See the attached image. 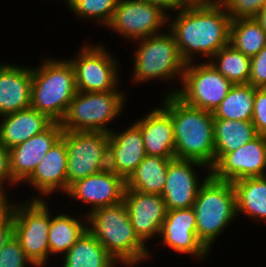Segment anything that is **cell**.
<instances>
[{"label": "cell", "instance_id": "37", "mask_svg": "<svg viewBox=\"0 0 266 267\" xmlns=\"http://www.w3.org/2000/svg\"><path fill=\"white\" fill-rule=\"evenodd\" d=\"M6 183L7 186L18 185L11 177L9 149L0 143V187L6 188Z\"/></svg>", "mask_w": 266, "mask_h": 267}, {"label": "cell", "instance_id": "30", "mask_svg": "<svg viewBox=\"0 0 266 267\" xmlns=\"http://www.w3.org/2000/svg\"><path fill=\"white\" fill-rule=\"evenodd\" d=\"M230 44L251 58L265 47L266 32L255 18H238L231 21Z\"/></svg>", "mask_w": 266, "mask_h": 267}, {"label": "cell", "instance_id": "42", "mask_svg": "<svg viewBox=\"0 0 266 267\" xmlns=\"http://www.w3.org/2000/svg\"><path fill=\"white\" fill-rule=\"evenodd\" d=\"M186 5H198L209 3L213 0H182Z\"/></svg>", "mask_w": 266, "mask_h": 267}, {"label": "cell", "instance_id": "15", "mask_svg": "<svg viewBox=\"0 0 266 267\" xmlns=\"http://www.w3.org/2000/svg\"><path fill=\"white\" fill-rule=\"evenodd\" d=\"M126 180L109 168L79 179L69 186V198L84 202L91 206L90 212L97 208L111 206L123 202Z\"/></svg>", "mask_w": 266, "mask_h": 267}, {"label": "cell", "instance_id": "23", "mask_svg": "<svg viewBox=\"0 0 266 267\" xmlns=\"http://www.w3.org/2000/svg\"><path fill=\"white\" fill-rule=\"evenodd\" d=\"M0 117V143L8 149L42 133L53 123L32 107Z\"/></svg>", "mask_w": 266, "mask_h": 267}, {"label": "cell", "instance_id": "16", "mask_svg": "<svg viewBox=\"0 0 266 267\" xmlns=\"http://www.w3.org/2000/svg\"><path fill=\"white\" fill-rule=\"evenodd\" d=\"M159 237L163 245L177 253L189 254L197 259L207 258L210 253L196 235V218L192 207L167 211Z\"/></svg>", "mask_w": 266, "mask_h": 267}, {"label": "cell", "instance_id": "33", "mask_svg": "<svg viewBox=\"0 0 266 267\" xmlns=\"http://www.w3.org/2000/svg\"><path fill=\"white\" fill-rule=\"evenodd\" d=\"M36 267L26 256L19 240L13 235L0 250V267Z\"/></svg>", "mask_w": 266, "mask_h": 267}, {"label": "cell", "instance_id": "7", "mask_svg": "<svg viewBox=\"0 0 266 267\" xmlns=\"http://www.w3.org/2000/svg\"><path fill=\"white\" fill-rule=\"evenodd\" d=\"M125 91L79 92L69 104L60 122L63 131H99L110 133L109 123L125 108ZM113 120V121H112Z\"/></svg>", "mask_w": 266, "mask_h": 267}, {"label": "cell", "instance_id": "28", "mask_svg": "<svg viewBox=\"0 0 266 267\" xmlns=\"http://www.w3.org/2000/svg\"><path fill=\"white\" fill-rule=\"evenodd\" d=\"M83 216L84 221L65 213L56 216L51 213V224L48 231L50 257L57 254L63 256L88 230L87 215Z\"/></svg>", "mask_w": 266, "mask_h": 267}, {"label": "cell", "instance_id": "39", "mask_svg": "<svg viewBox=\"0 0 266 267\" xmlns=\"http://www.w3.org/2000/svg\"><path fill=\"white\" fill-rule=\"evenodd\" d=\"M149 2L152 5L160 7L164 12L167 13L175 11V13L181 8L185 7L186 4L182 0H144ZM170 10V11H169Z\"/></svg>", "mask_w": 266, "mask_h": 267}, {"label": "cell", "instance_id": "26", "mask_svg": "<svg viewBox=\"0 0 266 267\" xmlns=\"http://www.w3.org/2000/svg\"><path fill=\"white\" fill-rule=\"evenodd\" d=\"M62 257V267H116L119 264L88 230Z\"/></svg>", "mask_w": 266, "mask_h": 267}, {"label": "cell", "instance_id": "8", "mask_svg": "<svg viewBox=\"0 0 266 267\" xmlns=\"http://www.w3.org/2000/svg\"><path fill=\"white\" fill-rule=\"evenodd\" d=\"M48 200L12 203L14 236L19 240L26 256L36 267H44L50 256L48 231L51 224ZM17 204V205H16Z\"/></svg>", "mask_w": 266, "mask_h": 267}, {"label": "cell", "instance_id": "3", "mask_svg": "<svg viewBox=\"0 0 266 267\" xmlns=\"http://www.w3.org/2000/svg\"><path fill=\"white\" fill-rule=\"evenodd\" d=\"M87 220L88 231L119 264L135 267L152 256L147 243L136 235L123 202L97 208L87 215Z\"/></svg>", "mask_w": 266, "mask_h": 267}, {"label": "cell", "instance_id": "40", "mask_svg": "<svg viewBox=\"0 0 266 267\" xmlns=\"http://www.w3.org/2000/svg\"><path fill=\"white\" fill-rule=\"evenodd\" d=\"M5 188L0 187V219L5 217L11 210L12 200L8 198Z\"/></svg>", "mask_w": 266, "mask_h": 267}, {"label": "cell", "instance_id": "32", "mask_svg": "<svg viewBox=\"0 0 266 267\" xmlns=\"http://www.w3.org/2000/svg\"><path fill=\"white\" fill-rule=\"evenodd\" d=\"M117 3L118 0H69L66 5L78 18L94 20L107 27L114 16Z\"/></svg>", "mask_w": 266, "mask_h": 267}, {"label": "cell", "instance_id": "18", "mask_svg": "<svg viewBox=\"0 0 266 267\" xmlns=\"http://www.w3.org/2000/svg\"><path fill=\"white\" fill-rule=\"evenodd\" d=\"M62 133L61 123L53 122L42 133L9 149L11 177L18 185L33 173L49 149L62 137Z\"/></svg>", "mask_w": 266, "mask_h": 267}, {"label": "cell", "instance_id": "5", "mask_svg": "<svg viewBox=\"0 0 266 267\" xmlns=\"http://www.w3.org/2000/svg\"><path fill=\"white\" fill-rule=\"evenodd\" d=\"M192 208L196 218V235L210 251L216 238L231 221L238 218L233 184L211 175L200 187Z\"/></svg>", "mask_w": 266, "mask_h": 267}, {"label": "cell", "instance_id": "20", "mask_svg": "<svg viewBox=\"0 0 266 267\" xmlns=\"http://www.w3.org/2000/svg\"><path fill=\"white\" fill-rule=\"evenodd\" d=\"M140 129L133 123L123 132L109 133L108 168L125 180L146 157Z\"/></svg>", "mask_w": 266, "mask_h": 267}, {"label": "cell", "instance_id": "35", "mask_svg": "<svg viewBox=\"0 0 266 267\" xmlns=\"http://www.w3.org/2000/svg\"><path fill=\"white\" fill-rule=\"evenodd\" d=\"M251 121L257 134L266 136V88H255Z\"/></svg>", "mask_w": 266, "mask_h": 267}, {"label": "cell", "instance_id": "10", "mask_svg": "<svg viewBox=\"0 0 266 267\" xmlns=\"http://www.w3.org/2000/svg\"><path fill=\"white\" fill-rule=\"evenodd\" d=\"M67 149V191L75 181L108 168L109 133L63 131Z\"/></svg>", "mask_w": 266, "mask_h": 267}, {"label": "cell", "instance_id": "29", "mask_svg": "<svg viewBox=\"0 0 266 267\" xmlns=\"http://www.w3.org/2000/svg\"><path fill=\"white\" fill-rule=\"evenodd\" d=\"M255 88L250 84L233 85L229 93L214 110V119L251 121Z\"/></svg>", "mask_w": 266, "mask_h": 267}, {"label": "cell", "instance_id": "12", "mask_svg": "<svg viewBox=\"0 0 266 267\" xmlns=\"http://www.w3.org/2000/svg\"><path fill=\"white\" fill-rule=\"evenodd\" d=\"M168 15L144 0H118L107 28L133 42L162 32L161 28L168 26Z\"/></svg>", "mask_w": 266, "mask_h": 267}, {"label": "cell", "instance_id": "1", "mask_svg": "<svg viewBox=\"0 0 266 267\" xmlns=\"http://www.w3.org/2000/svg\"><path fill=\"white\" fill-rule=\"evenodd\" d=\"M176 16L173 19L168 15L167 29L174 36L186 63L196 62L195 55L198 54L210 60L221 48L230 44L232 19L219 0L186 5L177 11Z\"/></svg>", "mask_w": 266, "mask_h": 267}, {"label": "cell", "instance_id": "11", "mask_svg": "<svg viewBox=\"0 0 266 267\" xmlns=\"http://www.w3.org/2000/svg\"><path fill=\"white\" fill-rule=\"evenodd\" d=\"M102 45L83 44L76 57L68 59L74 68L77 91L108 92L118 89V59L104 43Z\"/></svg>", "mask_w": 266, "mask_h": 267}, {"label": "cell", "instance_id": "6", "mask_svg": "<svg viewBox=\"0 0 266 267\" xmlns=\"http://www.w3.org/2000/svg\"><path fill=\"white\" fill-rule=\"evenodd\" d=\"M137 42V50L134 53L133 82L139 84L156 78L161 81L180 78L182 81L186 62L182 59L174 36L168 29L165 33L161 32L133 41V43Z\"/></svg>", "mask_w": 266, "mask_h": 267}, {"label": "cell", "instance_id": "19", "mask_svg": "<svg viewBox=\"0 0 266 267\" xmlns=\"http://www.w3.org/2000/svg\"><path fill=\"white\" fill-rule=\"evenodd\" d=\"M24 182L33 186L40 194V196L31 197L32 200H45V196L48 197L59 190L64 194L67 193V149L62 138L49 149Z\"/></svg>", "mask_w": 266, "mask_h": 267}, {"label": "cell", "instance_id": "38", "mask_svg": "<svg viewBox=\"0 0 266 267\" xmlns=\"http://www.w3.org/2000/svg\"><path fill=\"white\" fill-rule=\"evenodd\" d=\"M14 235L13 216L11 211L0 219V250Z\"/></svg>", "mask_w": 266, "mask_h": 267}, {"label": "cell", "instance_id": "36", "mask_svg": "<svg viewBox=\"0 0 266 267\" xmlns=\"http://www.w3.org/2000/svg\"><path fill=\"white\" fill-rule=\"evenodd\" d=\"M248 84L254 88H266V45L259 53L251 57Z\"/></svg>", "mask_w": 266, "mask_h": 267}, {"label": "cell", "instance_id": "34", "mask_svg": "<svg viewBox=\"0 0 266 267\" xmlns=\"http://www.w3.org/2000/svg\"><path fill=\"white\" fill-rule=\"evenodd\" d=\"M232 20L238 18H254L266 0H219Z\"/></svg>", "mask_w": 266, "mask_h": 267}, {"label": "cell", "instance_id": "2", "mask_svg": "<svg viewBox=\"0 0 266 267\" xmlns=\"http://www.w3.org/2000/svg\"><path fill=\"white\" fill-rule=\"evenodd\" d=\"M161 105L171 116L175 158L215 165L214 115L191 106L176 94L166 95Z\"/></svg>", "mask_w": 266, "mask_h": 267}, {"label": "cell", "instance_id": "9", "mask_svg": "<svg viewBox=\"0 0 266 267\" xmlns=\"http://www.w3.org/2000/svg\"><path fill=\"white\" fill-rule=\"evenodd\" d=\"M179 88L169 90L185 103L214 112L229 93L233 84L219 73L209 61L186 63Z\"/></svg>", "mask_w": 266, "mask_h": 267}, {"label": "cell", "instance_id": "17", "mask_svg": "<svg viewBox=\"0 0 266 267\" xmlns=\"http://www.w3.org/2000/svg\"><path fill=\"white\" fill-rule=\"evenodd\" d=\"M123 203L136 235L144 244L159 235L167 213L161 195L125 190Z\"/></svg>", "mask_w": 266, "mask_h": 267}, {"label": "cell", "instance_id": "41", "mask_svg": "<svg viewBox=\"0 0 266 267\" xmlns=\"http://www.w3.org/2000/svg\"><path fill=\"white\" fill-rule=\"evenodd\" d=\"M254 18L266 32V4L262 7V9Z\"/></svg>", "mask_w": 266, "mask_h": 267}, {"label": "cell", "instance_id": "24", "mask_svg": "<svg viewBox=\"0 0 266 267\" xmlns=\"http://www.w3.org/2000/svg\"><path fill=\"white\" fill-rule=\"evenodd\" d=\"M236 194L237 216L266 221V176L242 178L232 183Z\"/></svg>", "mask_w": 266, "mask_h": 267}, {"label": "cell", "instance_id": "27", "mask_svg": "<svg viewBox=\"0 0 266 267\" xmlns=\"http://www.w3.org/2000/svg\"><path fill=\"white\" fill-rule=\"evenodd\" d=\"M257 136L252 121L214 119L215 164Z\"/></svg>", "mask_w": 266, "mask_h": 267}, {"label": "cell", "instance_id": "14", "mask_svg": "<svg viewBox=\"0 0 266 267\" xmlns=\"http://www.w3.org/2000/svg\"><path fill=\"white\" fill-rule=\"evenodd\" d=\"M266 136L258 135L235 151L226 153L212 168L211 175L220 181L266 176Z\"/></svg>", "mask_w": 266, "mask_h": 267}, {"label": "cell", "instance_id": "4", "mask_svg": "<svg viewBox=\"0 0 266 267\" xmlns=\"http://www.w3.org/2000/svg\"><path fill=\"white\" fill-rule=\"evenodd\" d=\"M77 92L74 68L68 59H44L32 67L30 107L53 122H61Z\"/></svg>", "mask_w": 266, "mask_h": 267}, {"label": "cell", "instance_id": "31", "mask_svg": "<svg viewBox=\"0 0 266 267\" xmlns=\"http://www.w3.org/2000/svg\"><path fill=\"white\" fill-rule=\"evenodd\" d=\"M208 61L233 85L248 84L251 58L236 50L231 44L221 48Z\"/></svg>", "mask_w": 266, "mask_h": 267}, {"label": "cell", "instance_id": "13", "mask_svg": "<svg viewBox=\"0 0 266 267\" xmlns=\"http://www.w3.org/2000/svg\"><path fill=\"white\" fill-rule=\"evenodd\" d=\"M194 167H206L208 173L205 178H198ZM210 176L211 168L199 161L173 159L168 165L166 182L161 194L167 211L191 208L200 187Z\"/></svg>", "mask_w": 266, "mask_h": 267}, {"label": "cell", "instance_id": "21", "mask_svg": "<svg viewBox=\"0 0 266 267\" xmlns=\"http://www.w3.org/2000/svg\"><path fill=\"white\" fill-rule=\"evenodd\" d=\"M32 67L0 64V116L24 110L31 104Z\"/></svg>", "mask_w": 266, "mask_h": 267}, {"label": "cell", "instance_id": "25", "mask_svg": "<svg viewBox=\"0 0 266 267\" xmlns=\"http://www.w3.org/2000/svg\"><path fill=\"white\" fill-rule=\"evenodd\" d=\"M175 158L147 155L126 179L125 190L161 195L166 182L167 168Z\"/></svg>", "mask_w": 266, "mask_h": 267}, {"label": "cell", "instance_id": "22", "mask_svg": "<svg viewBox=\"0 0 266 267\" xmlns=\"http://www.w3.org/2000/svg\"><path fill=\"white\" fill-rule=\"evenodd\" d=\"M134 124L142 134L146 155L175 158L173 122L162 106L155 107Z\"/></svg>", "mask_w": 266, "mask_h": 267}]
</instances>
